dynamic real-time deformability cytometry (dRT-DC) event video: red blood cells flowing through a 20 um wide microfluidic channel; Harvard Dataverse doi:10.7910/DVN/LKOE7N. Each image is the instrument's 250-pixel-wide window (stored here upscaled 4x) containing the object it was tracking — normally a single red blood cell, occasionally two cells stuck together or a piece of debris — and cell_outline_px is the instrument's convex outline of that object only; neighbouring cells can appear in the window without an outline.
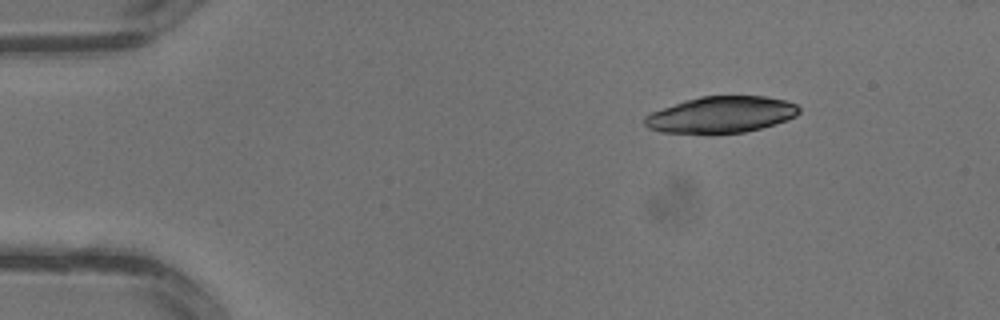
{"species": "common noctule bat (a hibernating species)", "species_latin": "Nyctalus noctula", "temperature_condition": "warm", "stored_images_in_passage": 4, "camera_frame_rate_fps": 3000, "um_per_image_px": 0.085, "animal": {"sex": "male", "body_mass_g": 13.3}, "frame": {"image": 1, "passage_image": 4, "time_ms": 1.0, "image_size_px": [1000, 320], "cell_outline_px": [[800, 112], [796, 116], [788, 120], [760, 128], [744, 132], [708, 136], [664, 132], [648, 128], [644, 124], [644, 116], [652, 112], [684, 100], [700, 96], [764, 96], [784, 100], [796, 104], [800, 108]], "centroid_in_image_um": [61.27, 9.78], "position_along_channel_um": 23.7, "area_um2": 33.47}}